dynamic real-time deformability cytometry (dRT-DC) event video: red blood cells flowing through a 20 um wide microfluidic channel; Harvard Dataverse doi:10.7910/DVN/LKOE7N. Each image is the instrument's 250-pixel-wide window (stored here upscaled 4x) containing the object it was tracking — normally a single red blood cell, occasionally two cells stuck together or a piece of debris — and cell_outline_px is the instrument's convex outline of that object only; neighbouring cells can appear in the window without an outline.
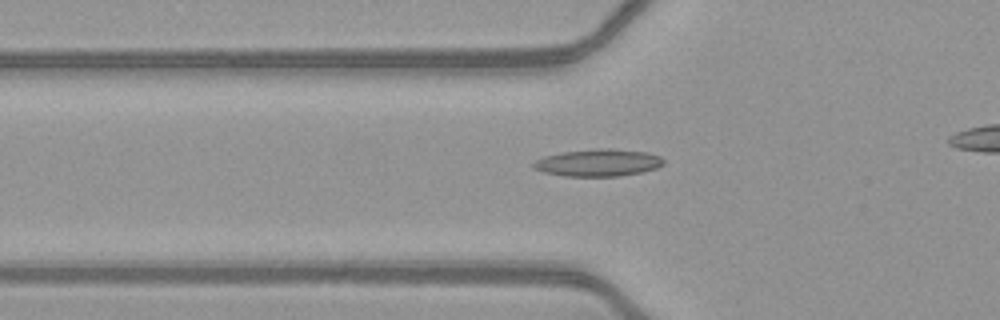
{"species": "common noctule bat (a hibernating species)", "species_latin": "Nyctalus noctula", "temperature_condition": "warm", "stored_images_in_passage": 46, "camera_frame_rate_fps": 3000, "um_per_image_px": 0.085, "animal": {"sex": "female", "body_mass_g": 21.9}, "frame": {"image": 1, "passage_image": 20, "time_ms": 6.333, "image_size_px": [1000, 320], "cell_outline_px": [[664, 164], [656, 168], [640, 172], [620, 176], [564, 176], [544, 172], [532, 168], [532, 164], [536, 160], [544, 156], [560, 152], [596, 148], [612, 148], [648, 152], [660, 156], [664, 160]], "centroid_in_image_um": [50.84, 13.82], "position_along_channel_um": 75.0, "area_um2": 20.81}}
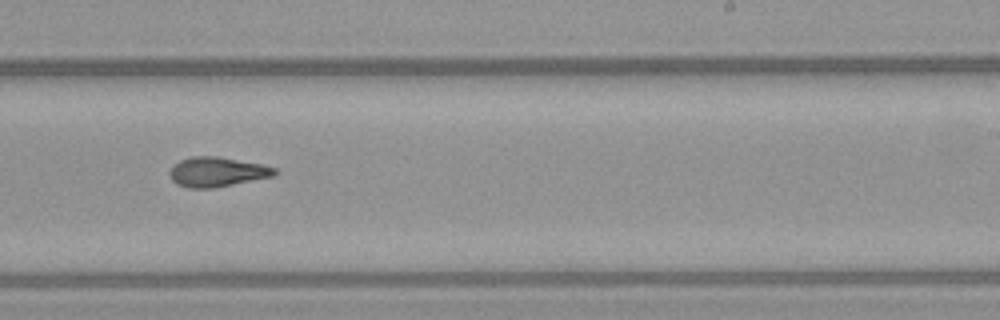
{"frame": {"image": 2, "passage_image": 34, "time_ms": 11.0, "image_size_px": [1000, 320], "cell_outline_px": [[276, 176], [212, 188], [188, 188], [176, 184], [172, 180], [168, 172], [172, 164], [180, 160], [192, 156], [216, 156], [260, 164], [276, 168]], "centroid_in_image_um": [18.41, 14.61], "position_along_channel_um": 270.6, "area_um2": 18.21}}
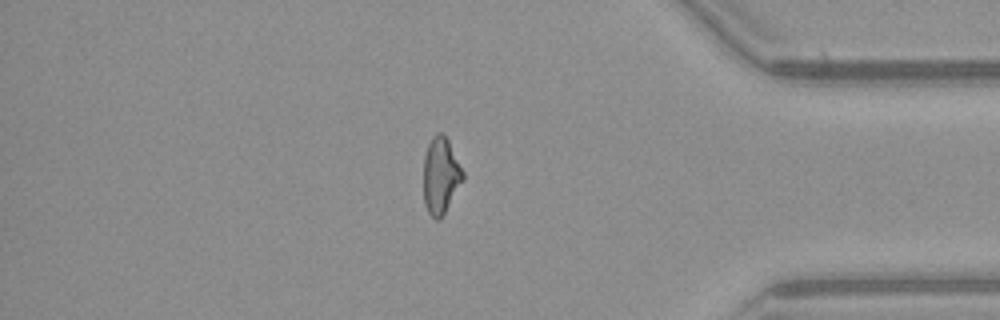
{"frame": {"image": 3, "passage_image": 45, "time_ms": 14.667, "image_size_px": [1000, 320], "cell_outline_px": [[464, 180], [440, 220], [436, 220], [428, 212], [424, 204], [424, 156], [428, 144], [432, 136], [436, 132], [444, 132], [464, 172]], "centroid_in_image_um": [37.46, 14.91], "position_along_channel_um": 397.7, "area_um2": 17.69}}